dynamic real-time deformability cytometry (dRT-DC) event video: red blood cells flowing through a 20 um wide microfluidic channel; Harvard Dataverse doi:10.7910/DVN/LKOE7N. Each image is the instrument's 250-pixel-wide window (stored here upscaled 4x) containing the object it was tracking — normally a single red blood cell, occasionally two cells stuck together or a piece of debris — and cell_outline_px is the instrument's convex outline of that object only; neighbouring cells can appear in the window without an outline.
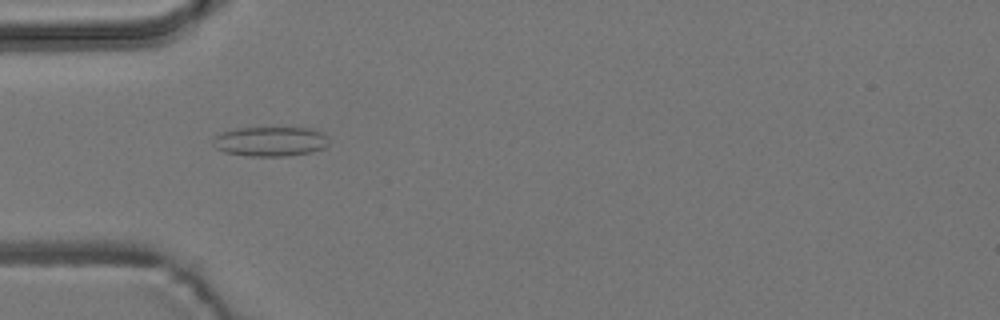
{"species": "common noctule bat (a hibernating species)", "species_latin": "Nyctalus noctula", "temperature_condition": "room temperature", "stored_images_in_passage": 6, "camera_frame_rate_fps": 3000, "um_per_image_px": 0.085, "animal": {"sex": "male", "body_mass_g": 19.2, "forearm_length_mm": 51.8}, "frame": {"image": 1, "passage_image": 1, "time_ms": 0.0, "image_size_px": [1000, 320], "cell_outline_px": [[328, 144], [324, 148], [312, 152], [288, 156], [248, 156], [224, 152], [216, 148], [212, 144], [212, 140], [220, 132], [236, 128], [308, 128], [320, 132], [324, 136]], "centroid_in_image_um": [22.92, 12.03], "position_along_channel_um": 62.1, "area_um2": 19.94}}
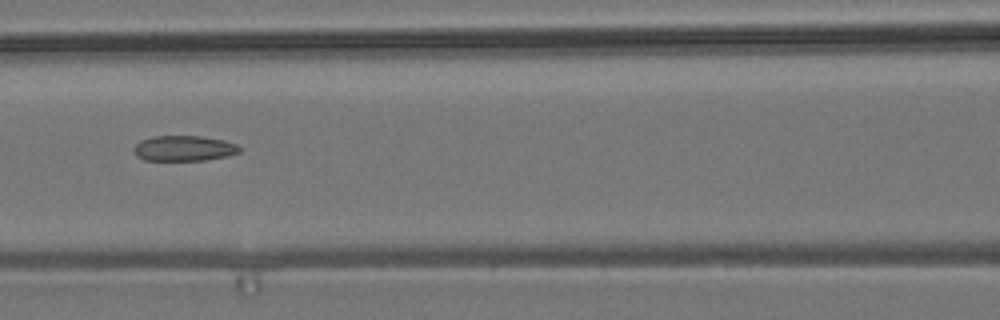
{"frame": {"image": 2, "passage_image": 3, "time_ms": 2.333, "image_size_px": [1000, 320], "cell_outline_px": [[240, 152], [228, 156], [204, 160], [144, 160], [136, 156], [132, 148], [140, 140], [152, 136], [200, 136], [224, 140], [236, 144], [240, 148]], "centroid_in_image_um": [15.61, 12.6], "position_along_channel_um": 151.0, "area_um2": 15.72}}
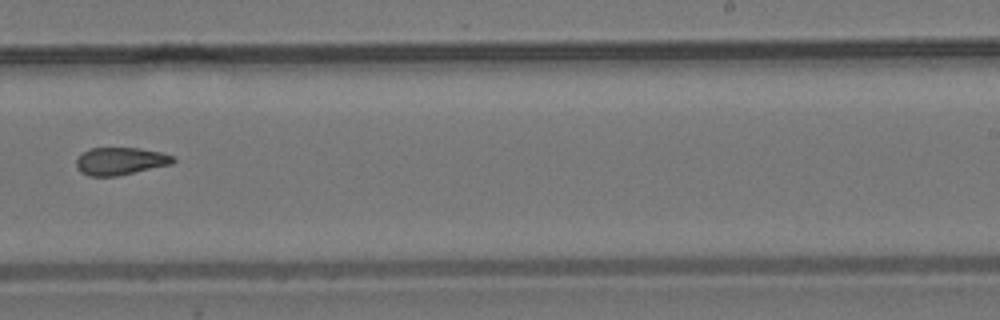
{"frame": {"image": 3, "passage_image": 6, "time_ms": 5.667, "image_size_px": [1000, 320], "cell_outline_px": [[176, 160], [172, 164], [116, 176], [88, 176], [80, 172], [76, 168], [76, 160], [84, 152], [92, 148], [140, 148], [160, 152], [176, 156]], "centroid_in_image_um": [10.25, 13.7], "position_along_channel_um": 278.7, "area_um2": 15.55}}